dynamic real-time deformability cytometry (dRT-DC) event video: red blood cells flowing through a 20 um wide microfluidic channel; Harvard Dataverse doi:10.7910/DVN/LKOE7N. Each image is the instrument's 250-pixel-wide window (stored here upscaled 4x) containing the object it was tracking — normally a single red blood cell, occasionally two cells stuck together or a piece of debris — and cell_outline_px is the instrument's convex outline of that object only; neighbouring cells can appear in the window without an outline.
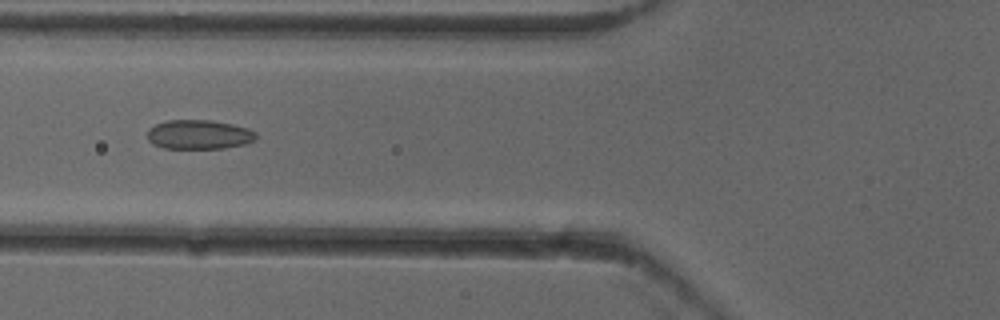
{"species": "common noctule bat (a hibernating species)", "species_latin": "Nyctalus noctula", "temperature_condition": "cold", "stored_images_in_passage": 47, "camera_frame_rate_fps": 3000, "um_per_image_px": 0.085, "animal": {"sex": "female"}, "frame": {"image": 1, "passage_image": 15, "time_ms": 4.667, "image_size_px": [1000, 320], "cell_outline_px": [[256, 140], [244, 144], [224, 148], [164, 148], [152, 144], [148, 140], [148, 128], [156, 124], [168, 120], [212, 120], [232, 124], [248, 128], [256, 132]], "centroid_in_image_um": [16.91, 11.43], "position_along_channel_um": 108.9, "area_um2": 18.61}}
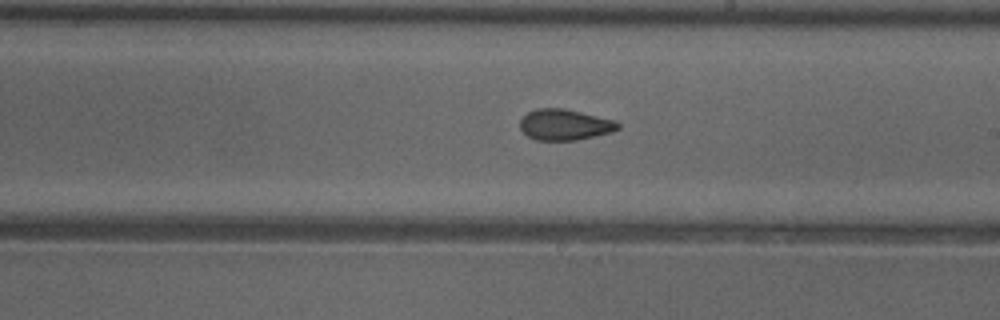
{"frame": {"image": 2, "passage_image": 25, "time_ms": 8.0, "image_size_px": [1000, 320], "cell_outline_px": [[620, 128], [612, 132], [576, 140], [536, 140], [528, 136], [520, 128], [520, 120], [528, 112], [536, 108], [564, 108], [616, 120], [620, 124]], "centroid_in_image_um": [48.02, 10.59], "position_along_channel_um": 241.0, "area_um2": 17.69}}
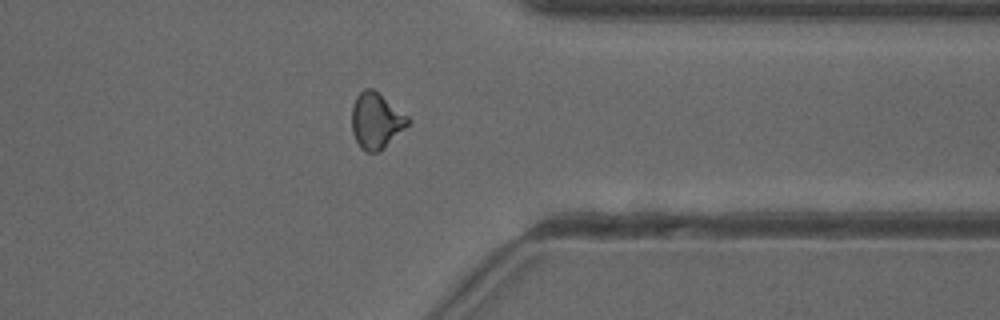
{"frame": {"image": 3, "passage_image": 36, "time_ms": 11.667, "image_size_px": [1000, 320], "cell_outline_px": [[412, 120], [380, 152], [364, 152], [360, 148], [352, 132], [352, 104], [356, 96], [364, 88], [372, 88], [408, 116]], "centroid_in_image_um": [31.95, 10.27], "position_along_channel_um": 379.5, "area_um2": 18.21}, "authors_computed_cell_mechanics": {"area_um2": 18.0914, "velocity_mm_per_s": 3.9603, "shape_relaxation_time_tau1_ms": null, "shape_relaxation_time_tau2_ms": 1.795, "deformation_change_tau1": null, "deformation_change_tau2": 0.07}}